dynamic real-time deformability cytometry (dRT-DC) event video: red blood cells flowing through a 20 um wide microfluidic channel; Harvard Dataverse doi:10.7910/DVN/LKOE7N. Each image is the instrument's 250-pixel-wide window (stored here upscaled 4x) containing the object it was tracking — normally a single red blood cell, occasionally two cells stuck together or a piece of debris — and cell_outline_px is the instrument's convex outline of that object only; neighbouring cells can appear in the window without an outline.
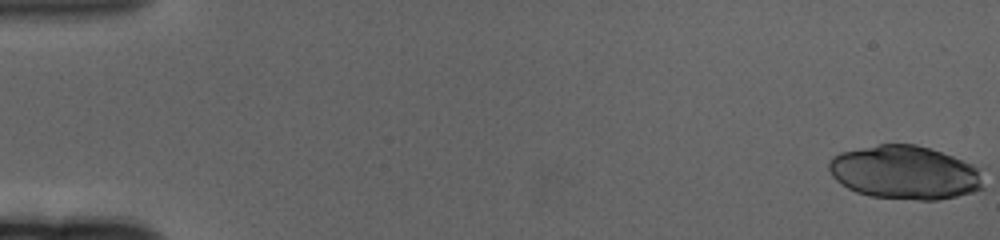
{"species": "human", "species_latin": "Homo sapiens", "temperature_condition": "cold", "stored_images_in_passage": 61, "camera_frame_rate_fps": 3000, "um_per_image_px": 0.085, "donor": {"sex": "female"}, "frame": {"image": 1, "passage_image": 1, "time_ms": 0.0, "image_size_px": [1000, 240], "cell_outline_px": [[984, 188], [972, 192], [956, 196], [936, 200], [920, 200], [872, 196], [856, 192], [840, 184], [832, 176], [828, 168], [828, 164], [832, 156], [840, 152], [880, 144], [916, 144], [952, 156], [972, 164], [980, 168], [984, 184]], "centroid_in_image_um": [76.91, 14.66], "position_along_channel_um": 8.1, "area_um2": 48.26}}
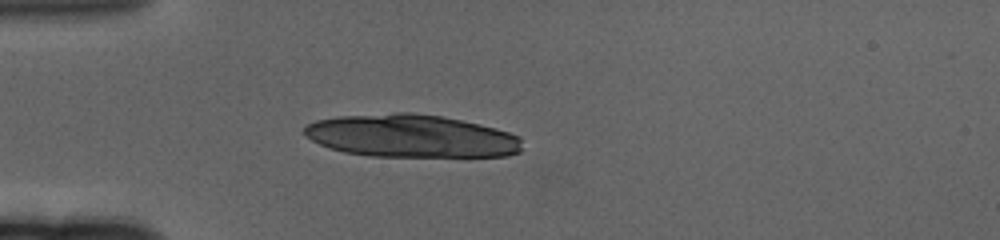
{"frame": {"image": 2, "passage_image": 18, "time_ms": 5.667, "image_size_px": [1000, 240], "cell_outline_px": [[520, 152], [508, 156], [368, 156], [344, 152], [320, 144], [304, 136], [304, 128], [308, 124], [316, 120], [340, 116], [396, 112], [412, 112], [440, 116], [480, 124], [496, 128], [520, 136]], "centroid_in_image_um": [34.94, 11.56], "position_along_channel_um": 50.1, "area_um2": 54.27}}